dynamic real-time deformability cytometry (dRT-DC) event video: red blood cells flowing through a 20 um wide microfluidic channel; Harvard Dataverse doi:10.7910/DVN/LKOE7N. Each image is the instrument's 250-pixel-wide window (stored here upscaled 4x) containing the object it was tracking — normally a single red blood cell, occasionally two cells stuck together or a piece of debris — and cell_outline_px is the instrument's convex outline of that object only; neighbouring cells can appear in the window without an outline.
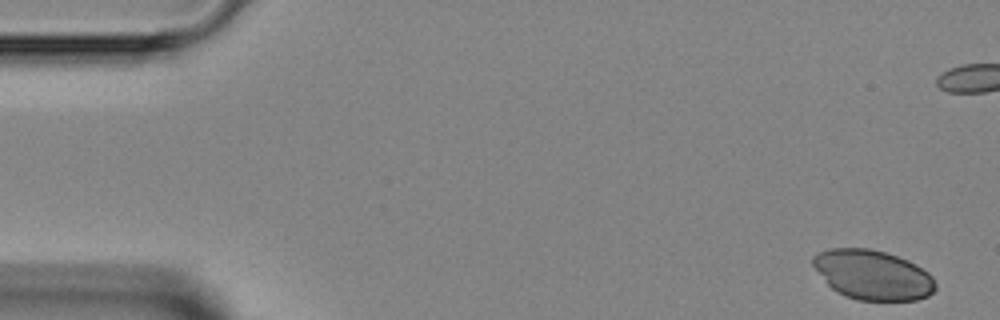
{"species": "Egyptian fruit bat (a non-hibernating species)", "species_latin": "Rousettus aegyptiacus", "temperature_condition": "room temperature", "stored_images_in_passage": 47, "segment_of_instrument_passage": [1, 2], "camera_frame_rate_fps": 3000, "um_per_image_px": 0.085, "animal": {"sex": "female"}, "frame": {"image": 1, "passage_image": 1, "time_ms": 0.0, "image_size_px": [1000, 320], "cell_outline_px": [[936, 288], [928, 296], [916, 300], [860, 300], [844, 296], [836, 292], [828, 284], [812, 264], [812, 256], [820, 252], [832, 248], [868, 248], [884, 252], [908, 260], [916, 264], [928, 272], [932, 276], [936, 284]], "centroid_in_image_um": [74.19, 23.36], "position_along_channel_um": 10.8, "area_um2": 35.32}}